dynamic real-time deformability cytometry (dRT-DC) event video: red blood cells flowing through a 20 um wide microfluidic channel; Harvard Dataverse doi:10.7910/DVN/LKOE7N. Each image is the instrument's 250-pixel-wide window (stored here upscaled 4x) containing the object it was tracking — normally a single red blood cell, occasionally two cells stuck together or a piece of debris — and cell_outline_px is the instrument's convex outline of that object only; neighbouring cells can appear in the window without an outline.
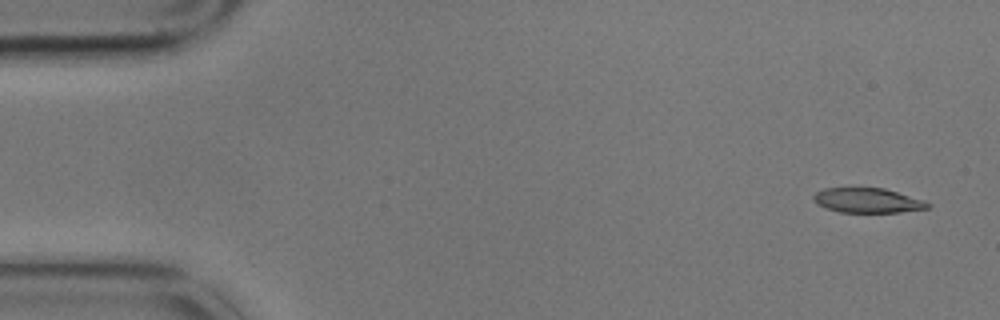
{"species": "common noctule bat (a hibernating species)", "species_latin": "Nyctalus noctula", "temperature_condition": "cold", "stored_images_in_passage": 4, "camera_frame_rate_fps": 3000, "um_per_image_px": 0.085, "animal": {"sex": "male", "body_mass_g": 17.9}, "frame": {"image": 1, "passage_image": 1, "time_ms": 0.0, "image_size_px": [1000, 320], "cell_outline_px": [[932, 204], [928, 208], [900, 212], [840, 212], [816, 204], [812, 200], [812, 196], [816, 192], [824, 188], [884, 188], [924, 200]], "centroid_in_image_um": [73.73, 17.03], "position_along_channel_um": 11.3, "area_um2": 16.42}}
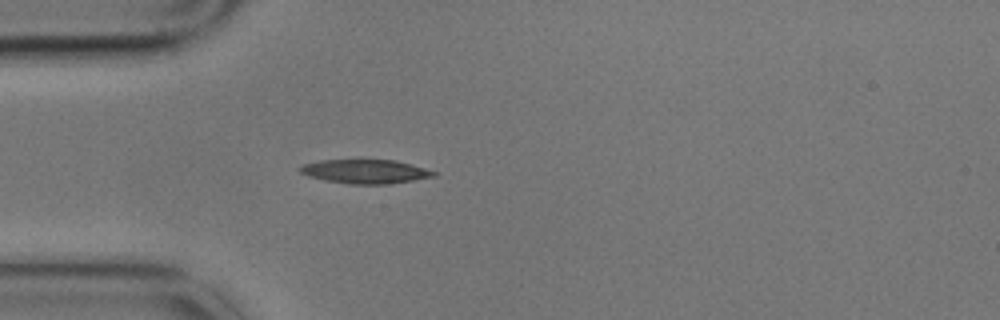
{"frame": {"image": 2, "passage_image": 4, "time_ms": 1.0, "image_size_px": [1000, 320], "cell_outline_px": [[436, 176], [388, 184], [348, 184], [324, 180], [308, 176], [300, 172], [300, 168], [304, 164], [320, 160], [360, 156], [396, 160], [424, 168], [436, 172]], "centroid_in_image_um": [31.01, 14.52], "position_along_channel_um": 54.0, "area_um2": 19.59}}